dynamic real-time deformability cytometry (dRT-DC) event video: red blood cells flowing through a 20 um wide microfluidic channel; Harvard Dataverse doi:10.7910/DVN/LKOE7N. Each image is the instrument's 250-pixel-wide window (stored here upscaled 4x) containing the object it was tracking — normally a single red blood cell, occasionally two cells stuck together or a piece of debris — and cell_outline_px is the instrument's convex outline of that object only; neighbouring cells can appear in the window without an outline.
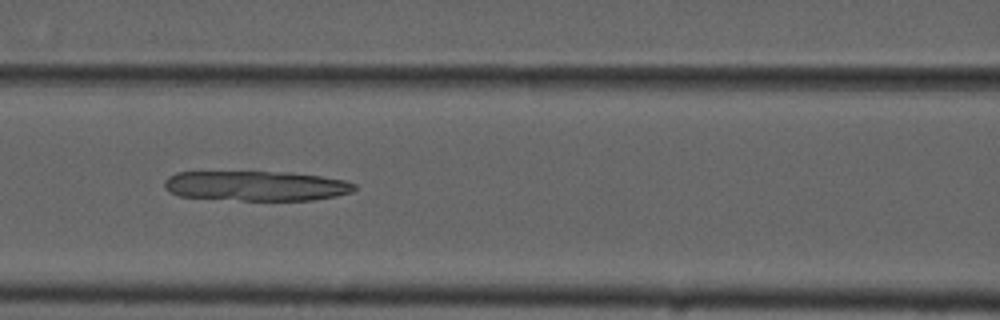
{"species": "common noctule bat (a hibernating species)", "species_latin": "Nyctalus noctula", "temperature_condition": "cold", "stored_images_in_passage": 48, "camera_frame_rate_fps": 3000, "um_per_image_px": 0.085, "animal": {"sex": "male", "forearm_length_mm": 52.5}, "frame": {"image": 1, "passage_image": 23, "time_ms": 7.333, "image_size_px": [1000, 320], "cell_outline_px": [[356, 188], [352, 192], [336, 196], [312, 200], [240, 200], [180, 196], [168, 192], [164, 188], [164, 180], [168, 176], [176, 172], [288, 172], [320, 176], [344, 180], [356, 184]], "centroid_in_image_um": [21.75, 15.8], "position_along_channel_um": 144.8, "area_um2": 33.18}}